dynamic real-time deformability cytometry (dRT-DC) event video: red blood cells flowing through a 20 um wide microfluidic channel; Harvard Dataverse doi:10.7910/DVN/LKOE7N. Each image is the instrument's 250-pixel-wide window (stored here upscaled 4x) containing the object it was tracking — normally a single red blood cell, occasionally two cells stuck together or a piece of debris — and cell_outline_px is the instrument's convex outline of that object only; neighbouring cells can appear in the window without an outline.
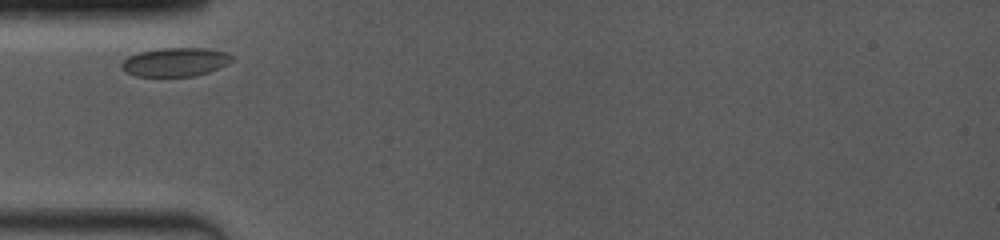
{"species": "common noctule bat (a hibernating species)", "species_latin": "Nyctalus noctula", "temperature_condition": "room temperature", "stored_images_in_passage": 11, "camera_frame_rate_fps": 4000, "um_per_image_px": 0.085, "animal": {"sex": "female", "body_mass_g": 19.0, "forearm_length_mm": 53.3}, "frame": {"image": 1, "passage_image": 1, "time_ms": 0.0, "image_size_px": [1000, 240], "cell_outline_px": [[236, 56], [228, 64], [220, 68], [196, 76], [136, 76], [120, 68], [120, 64], [128, 56], [140, 52], [160, 48], [208, 48], [228, 52]], "centroid_in_image_um": [14.96, 5.26], "position_along_channel_um": 70.0, "area_um2": 18.67}}
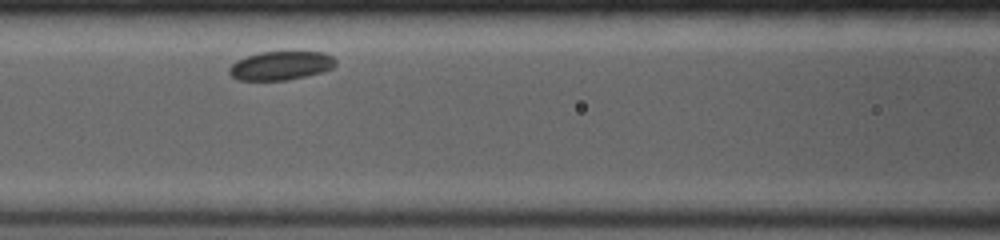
{"frame": {"image": 2, "passage_image": 4, "time_ms": 2.0, "image_size_px": [1000, 240], "cell_outline_px": [[336, 64], [332, 68], [308, 76], [288, 80], [236, 80], [228, 72], [228, 68], [236, 60], [260, 52], [324, 52], [332, 56], [336, 60]], "centroid_in_image_um": [23.86, 5.58], "position_along_channel_um": 142.7, "area_um2": 17.86}}
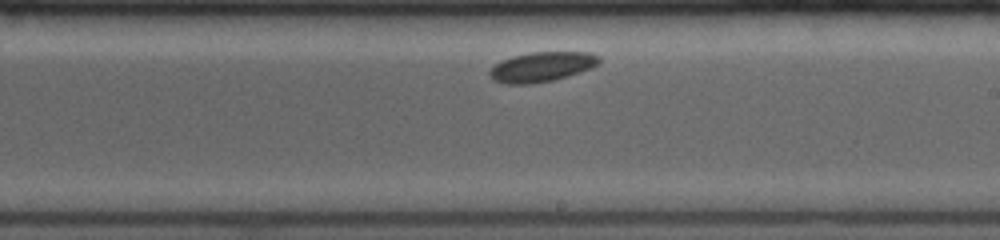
{"frame": {"image": 3, "passage_image": 10, "time_ms": 4.75, "image_size_px": [1000, 240], "cell_outline_px": [[600, 64], [592, 68], [568, 76], [552, 80], [528, 84], [504, 84], [492, 80], [488, 72], [500, 60], [512, 56], [532, 52], [588, 52], [600, 56]], "centroid_in_image_um": [46.05, 5.68], "position_along_channel_um": 242.9, "area_um2": 19.13}}